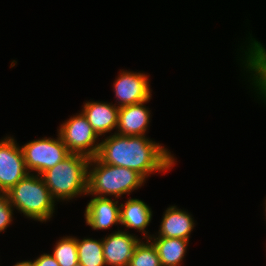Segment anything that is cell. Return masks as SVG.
<instances>
[{
	"mask_svg": "<svg viewBox=\"0 0 266 266\" xmlns=\"http://www.w3.org/2000/svg\"><path fill=\"white\" fill-rule=\"evenodd\" d=\"M169 151L146 136H125L114 132L100 142L96 157L105 164L133 169L146 179L153 172L165 173L176 164Z\"/></svg>",
	"mask_w": 266,
	"mask_h": 266,
	"instance_id": "1",
	"label": "cell"
},
{
	"mask_svg": "<svg viewBox=\"0 0 266 266\" xmlns=\"http://www.w3.org/2000/svg\"><path fill=\"white\" fill-rule=\"evenodd\" d=\"M146 179L137 171L102 163L97 157L88 163L87 195L116 199L141 187Z\"/></svg>",
	"mask_w": 266,
	"mask_h": 266,
	"instance_id": "2",
	"label": "cell"
},
{
	"mask_svg": "<svg viewBox=\"0 0 266 266\" xmlns=\"http://www.w3.org/2000/svg\"><path fill=\"white\" fill-rule=\"evenodd\" d=\"M89 158L70 153L41 177L55 201H69L77 196H87Z\"/></svg>",
	"mask_w": 266,
	"mask_h": 266,
	"instance_id": "3",
	"label": "cell"
},
{
	"mask_svg": "<svg viewBox=\"0 0 266 266\" xmlns=\"http://www.w3.org/2000/svg\"><path fill=\"white\" fill-rule=\"evenodd\" d=\"M10 204L27 218L46 222L51 220L57 203L41 175L29 173L8 192Z\"/></svg>",
	"mask_w": 266,
	"mask_h": 266,
	"instance_id": "4",
	"label": "cell"
},
{
	"mask_svg": "<svg viewBox=\"0 0 266 266\" xmlns=\"http://www.w3.org/2000/svg\"><path fill=\"white\" fill-rule=\"evenodd\" d=\"M57 136L56 139L44 137L31 140L21 146L25 166L29 173L42 175L70 154L59 134Z\"/></svg>",
	"mask_w": 266,
	"mask_h": 266,
	"instance_id": "5",
	"label": "cell"
},
{
	"mask_svg": "<svg viewBox=\"0 0 266 266\" xmlns=\"http://www.w3.org/2000/svg\"><path fill=\"white\" fill-rule=\"evenodd\" d=\"M58 134L69 153L81 154L89 159L97 156L100 147L97 140L100 138L82 112L61 124Z\"/></svg>",
	"mask_w": 266,
	"mask_h": 266,
	"instance_id": "6",
	"label": "cell"
},
{
	"mask_svg": "<svg viewBox=\"0 0 266 266\" xmlns=\"http://www.w3.org/2000/svg\"><path fill=\"white\" fill-rule=\"evenodd\" d=\"M29 172L26 169L21 147L13 136L0 140V193H7Z\"/></svg>",
	"mask_w": 266,
	"mask_h": 266,
	"instance_id": "7",
	"label": "cell"
},
{
	"mask_svg": "<svg viewBox=\"0 0 266 266\" xmlns=\"http://www.w3.org/2000/svg\"><path fill=\"white\" fill-rule=\"evenodd\" d=\"M117 77L113 84L117 107L150 101L152 98L147 74L122 70Z\"/></svg>",
	"mask_w": 266,
	"mask_h": 266,
	"instance_id": "8",
	"label": "cell"
},
{
	"mask_svg": "<svg viewBox=\"0 0 266 266\" xmlns=\"http://www.w3.org/2000/svg\"><path fill=\"white\" fill-rule=\"evenodd\" d=\"M251 38V39H249ZM248 44L246 46V51L244 52L245 56L242 55L240 59L242 62V67H244V71L250 73V77H248L251 81V85H253L254 90L257 94V97L260 99H264L263 102L266 104V49L258 42L255 38H252L251 34L248 37Z\"/></svg>",
	"mask_w": 266,
	"mask_h": 266,
	"instance_id": "9",
	"label": "cell"
},
{
	"mask_svg": "<svg viewBox=\"0 0 266 266\" xmlns=\"http://www.w3.org/2000/svg\"><path fill=\"white\" fill-rule=\"evenodd\" d=\"M140 238L128 231L118 230L102 238L103 255L107 266H129Z\"/></svg>",
	"mask_w": 266,
	"mask_h": 266,
	"instance_id": "10",
	"label": "cell"
},
{
	"mask_svg": "<svg viewBox=\"0 0 266 266\" xmlns=\"http://www.w3.org/2000/svg\"><path fill=\"white\" fill-rule=\"evenodd\" d=\"M109 197L94 196L85 208V221L94 230H106L120 223V205L118 200Z\"/></svg>",
	"mask_w": 266,
	"mask_h": 266,
	"instance_id": "11",
	"label": "cell"
},
{
	"mask_svg": "<svg viewBox=\"0 0 266 266\" xmlns=\"http://www.w3.org/2000/svg\"><path fill=\"white\" fill-rule=\"evenodd\" d=\"M149 101L127 105L119 108L117 134L125 136H146L150 124Z\"/></svg>",
	"mask_w": 266,
	"mask_h": 266,
	"instance_id": "12",
	"label": "cell"
},
{
	"mask_svg": "<svg viewBox=\"0 0 266 266\" xmlns=\"http://www.w3.org/2000/svg\"><path fill=\"white\" fill-rule=\"evenodd\" d=\"M98 136L117 129L119 107L101 101H87L81 111Z\"/></svg>",
	"mask_w": 266,
	"mask_h": 266,
	"instance_id": "13",
	"label": "cell"
},
{
	"mask_svg": "<svg viewBox=\"0 0 266 266\" xmlns=\"http://www.w3.org/2000/svg\"><path fill=\"white\" fill-rule=\"evenodd\" d=\"M195 226L192 215L177 206L168 207L163 215L158 235L151 237L182 238L189 240Z\"/></svg>",
	"mask_w": 266,
	"mask_h": 266,
	"instance_id": "14",
	"label": "cell"
},
{
	"mask_svg": "<svg viewBox=\"0 0 266 266\" xmlns=\"http://www.w3.org/2000/svg\"><path fill=\"white\" fill-rule=\"evenodd\" d=\"M151 208L142 200L129 198L124 204H120V223L126 228L136 229L143 234L144 239L149 240L152 235L146 230L152 220Z\"/></svg>",
	"mask_w": 266,
	"mask_h": 266,
	"instance_id": "15",
	"label": "cell"
},
{
	"mask_svg": "<svg viewBox=\"0 0 266 266\" xmlns=\"http://www.w3.org/2000/svg\"><path fill=\"white\" fill-rule=\"evenodd\" d=\"M162 266H181L189 240L182 238L151 237Z\"/></svg>",
	"mask_w": 266,
	"mask_h": 266,
	"instance_id": "16",
	"label": "cell"
},
{
	"mask_svg": "<svg viewBox=\"0 0 266 266\" xmlns=\"http://www.w3.org/2000/svg\"><path fill=\"white\" fill-rule=\"evenodd\" d=\"M77 241L78 262L83 266H107L103 255L102 239L83 238Z\"/></svg>",
	"mask_w": 266,
	"mask_h": 266,
	"instance_id": "17",
	"label": "cell"
},
{
	"mask_svg": "<svg viewBox=\"0 0 266 266\" xmlns=\"http://www.w3.org/2000/svg\"><path fill=\"white\" fill-rule=\"evenodd\" d=\"M51 254L60 266H73L78 263L76 237L65 236L59 239L54 245Z\"/></svg>",
	"mask_w": 266,
	"mask_h": 266,
	"instance_id": "18",
	"label": "cell"
},
{
	"mask_svg": "<svg viewBox=\"0 0 266 266\" xmlns=\"http://www.w3.org/2000/svg\"><path fill=\"white\" fill-rule=\"evenodd\" d=\"M129 266H162L154 245L146 240L140 241L135 247Z\"/></svg>",
	"mask_w": 266,
	"mask_h": 266,
	"instance_id": "19",
	"label": "cell"
},
{
	"mask_svg": "<svg viewBox=\"0 0 266 266\" xmlns=\"http://www.w3.org/2000/svg\"><path fill=\"white\" fill-rule=\"evenodd\" d=\"M7 193H0V232H4L12 223L13 209Z\"/></svg>",
	"mask_w": 266,
	"mask_h": 266,
	"instance_id": "20",
	"label": "cell"
},
{
	"mask_svg": "<svg viewBox=\"0 0 266 266\" xmlns=\"http://www.w3.org/2000/svg\"><path fill=\"white\" fill-rule=\"evenodd\" d=\"M33 262L35 266H60L56 259L51 254L47 253L41 254Z\"/></svg>",
	"mask_w": 266,
	"mask_h": 266,
	"instance_id": "21",
	"label": "cell"
},
{
	"mask_svg": "<svg viewBox=\"0 0 266 266\" xmlns=\"http://www.w3.org/2000/svg\"><path fill=\"white\" fill-rule=\"evenodd\" d=\"M13 266H35V265H34L33 260L32 261L27 260V261H22V262L19 261Z\"/></svg>",
	"mask_w": 266,
	"mask_h": 266,
	"instance_id": "22",
	"label": "cell"
},
{
	"mask_svg": "<svg viewBox=\"0 0 266 266\" xmlns=\"http://www.w3.org/2000/svg\"><path fill=\"white\" fill-rule=\"evenodd\" d=\"M73 266H83L82 264H80L79 262Z\"/></svg>",
	"mask_w": 266,
	"mask_h": 266,
	"instance_id": "23",
	"label": "cell"
}]
</instances>
